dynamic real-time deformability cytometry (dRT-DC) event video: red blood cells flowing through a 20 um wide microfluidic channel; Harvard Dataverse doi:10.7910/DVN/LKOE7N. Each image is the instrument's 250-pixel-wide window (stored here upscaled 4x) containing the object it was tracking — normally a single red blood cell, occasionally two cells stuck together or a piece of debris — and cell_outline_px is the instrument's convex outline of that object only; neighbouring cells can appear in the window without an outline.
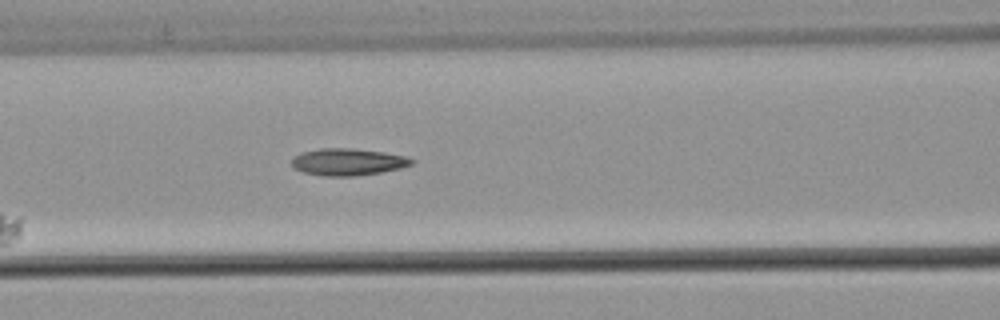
{"species": "common noctule bat (a hibernating species)", "species_latin": "Nyctalus noctula", "temperature_condition": "warm", "stored_images_in_passage": 4, "camera_frame_rate_fps": 3000, "um_per_image_px": 0.085, "animal": {"sex": "male", "body_mass_g": 21.5, "forearm_length_mm": 52.0}, "frame": {"image": 1, "passage_image": 4, "time_ms": 1.0, "image_size_px": [1000, 320], "cell_outline_px": [[416, 160], [412, 164], [400, 168], [380, 172], [352, 176], [324, 176], [304, 172], [296, 168], [292, 164], [292, 160], [300, 152], [320, 148], [352, 148], [384, 152], [408, 156]], "centroid_in_image_um": [29.61, 13.75], "position_along_channel_um": 137.0, "area_um2": 18.79}}